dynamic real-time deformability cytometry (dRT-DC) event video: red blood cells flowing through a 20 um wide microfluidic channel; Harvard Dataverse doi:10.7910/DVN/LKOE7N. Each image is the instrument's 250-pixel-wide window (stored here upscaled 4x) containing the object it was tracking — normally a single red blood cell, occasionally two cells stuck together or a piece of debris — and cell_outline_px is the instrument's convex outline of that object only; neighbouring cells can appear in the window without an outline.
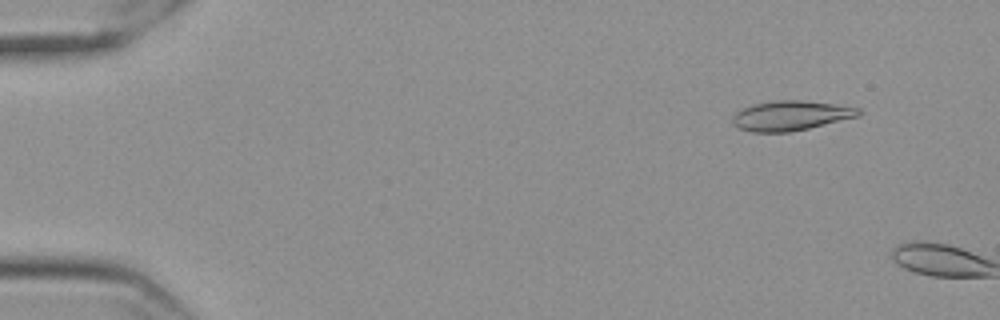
{"species": "Egyptian fruit bat (a non-hibernating species)", "species_latin": "Rousettus aegyptiacus", "temperature_condition": "cold", "stored_images_in_passage": 8, "camera_frame_rate_fps": 3000, "um_per_image_px": 0.085, "frame": {"image": 1, "passage_image": 6, "time_ms": 1.667, "image_size_px": [1000, 320], "cell_outline_px": [[860, 116], [808, 128], [788, 132], [752, 132], [740, 128], [732, 124], [732, 116], [740, 108], [752, 104], [772, 100], [800, 100], [836, 104], [860, 108]], "centroid_in_image_um": [67.18, 9.82], "position_along_channel_um": 17.8, "area_um2": 21.96}}